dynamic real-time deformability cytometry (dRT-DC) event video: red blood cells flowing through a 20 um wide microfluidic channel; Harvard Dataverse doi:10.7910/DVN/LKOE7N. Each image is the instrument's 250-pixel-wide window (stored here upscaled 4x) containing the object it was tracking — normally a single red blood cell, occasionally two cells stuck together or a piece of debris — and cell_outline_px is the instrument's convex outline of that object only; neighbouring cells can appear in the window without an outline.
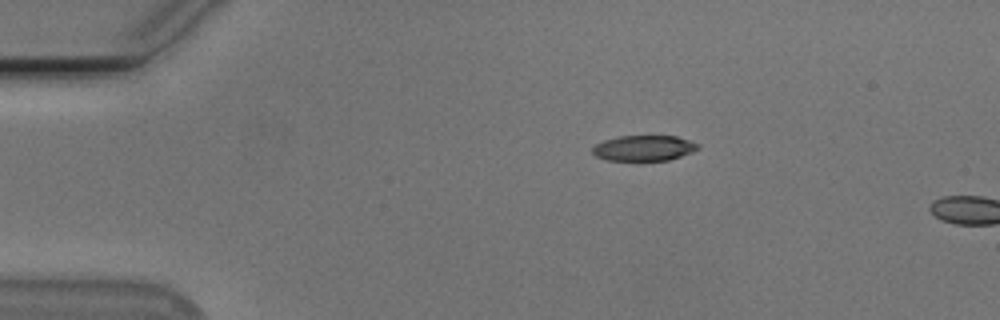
{"species": "Egyptian fruit bat (a non-hibernating species)", "species_latin": "Rousettus aegyptiacus", "temperature_condition": "cold", "stored_images_in_passage": 3, "camera_frame_rate_fps": 3000, "um_per_image_px": 0.085, "animal": {"sex": "male"}, "frame": {"image": 1, "passage_image": 1, "time_ms": 0.0, "image_size_px": [1000, 320], "cell_outline_px": [[700, 148], [692, 152], [668, 160], [604, 160], [596, 156], [592, 152], [592, 148], [596, 144], [604, 140], [620, 136], [676, 136], [700, 144]], "centroid_in_image_um": [54.73, 12.58], "position_along_channel_um": 30.3, "area_um2": 15.61}}